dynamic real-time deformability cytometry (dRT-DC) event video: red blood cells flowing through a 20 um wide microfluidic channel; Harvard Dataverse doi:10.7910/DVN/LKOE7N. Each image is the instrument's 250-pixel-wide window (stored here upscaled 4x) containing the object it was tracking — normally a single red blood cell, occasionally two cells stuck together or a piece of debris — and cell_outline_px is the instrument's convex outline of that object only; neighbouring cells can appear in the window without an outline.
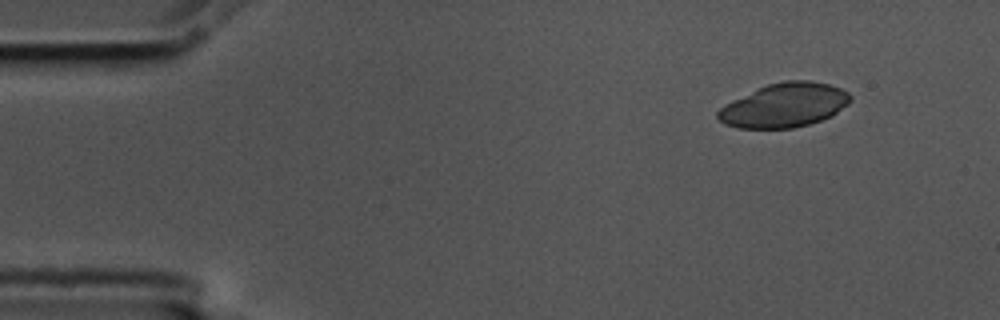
{"species": "common noctule bat (a hibernating species)", "species_latin": "Nyctalus noctula", "temperature_condition": "cold", "stored_images_in_passage": 5, "camera_frame_rate_fps": 3000, "um_per_image_px": 0.085, "animal": {"sex": "male", "body_mass_g": 17.5, "forearm_length_mm": 52.3}, "frame": {"image": 1, "passage_image": 2, "time_ms": 0.333, "image_size_px": [1000, 320], "cell_outline_px": [[852, 100], [848, 104], [832, 116], [808, 124], [792, 128], [736, 128], [724, 124], [716, 116], [716, 112], [724, 104], [756, 88], [768, 84], [784, 80], [812, 80], [828, 84], [840, 88], [848, 92], [852, 96]], "centroid_in_image_um": [66.66, 8.94], "position_along_channel_um": 18.3, "area_um2": 34.28}}